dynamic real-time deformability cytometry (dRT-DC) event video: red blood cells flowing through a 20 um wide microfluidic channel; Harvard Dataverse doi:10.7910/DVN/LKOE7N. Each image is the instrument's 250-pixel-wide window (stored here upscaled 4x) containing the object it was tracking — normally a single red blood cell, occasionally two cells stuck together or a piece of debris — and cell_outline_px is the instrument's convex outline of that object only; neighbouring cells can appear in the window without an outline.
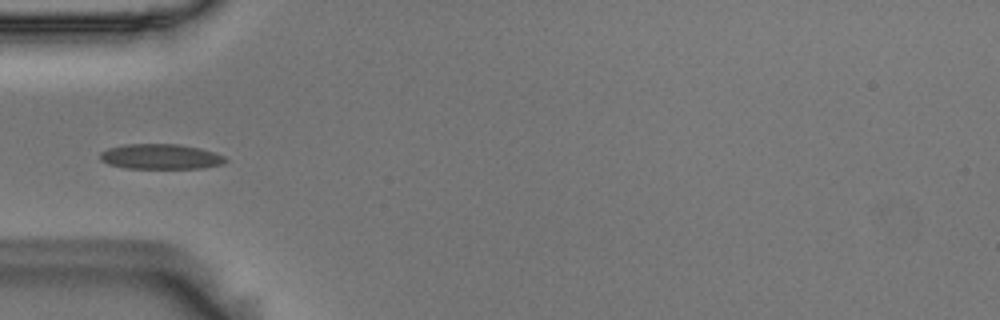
{"species": "Egyptian fruit bat (a non-hibernating species)", "species_latin": "Rousettus aegyptiacus", "temperature_condition": "room temperature", "stored_images_in_passage": 10, "camera_frame_rate_fps": 3000, "um_per_image_px": 0.085, "animal": {"sex": "male"}, "frame": {"image": 1, "passage_image": 4, "time_ms": 1.0, "image_size_px": [1000, 320], "cell_outline_px": [[228, 160], [224, 164], [204, 168], [124, 168], [108, 164], [100, 160], [100, 152], [108, 148], [124, 144], [176, 144], [200, 148], [216, 152], [224, 156]], "centroid_in_image_um": [13.67, 13.31], "position_along_channel_um": 71.3, "area_um2": 18.55}}
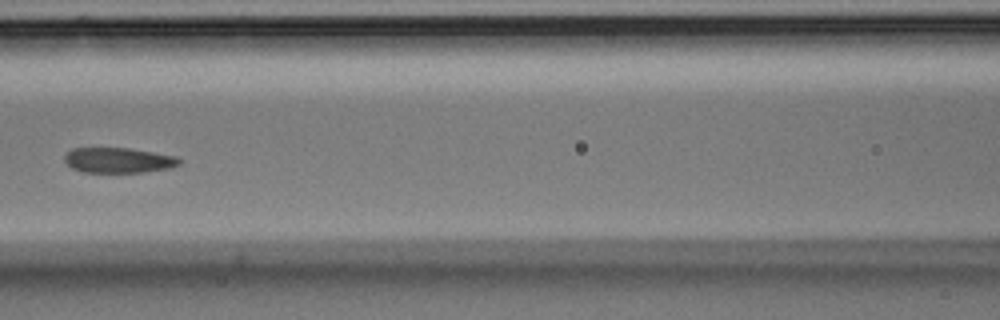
{"frame": {"image": 2, "passage_image": 6, "time_ms": 1.667, "image_size_px": [1000, 320], "cell_outline_px": [[180, 164], [168, 168], [140, 172], [84, 172], [72, 168], [64, 160], [64, 156], [72, 148], [128, 148], [176, 156], [180, 160]], "centroid_in_image_um": [10.04, 13.61], "position_along_channel_um": 156.6, "area_um2": 16.65}}
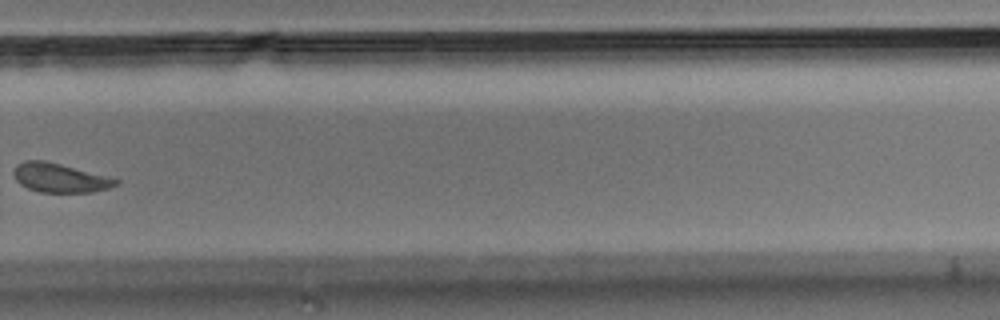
{"frame": {"image": 3, "passage_image": 10, "time_ms": 3.0, "image_size_px": [1000, 320], "cell_outline_px": [[120, 184], [108, 188], [92, 192], [40, 192], [28, 188], [20, 184], [16, 180], [12, 172], [16, 164], [24, 160], [44, 160], [60, 164], [120, 180]], "centroid_in_image_um": [5.04, 15.11], "position_along_channel_um": 324.8, "area_um2": 17.17}}